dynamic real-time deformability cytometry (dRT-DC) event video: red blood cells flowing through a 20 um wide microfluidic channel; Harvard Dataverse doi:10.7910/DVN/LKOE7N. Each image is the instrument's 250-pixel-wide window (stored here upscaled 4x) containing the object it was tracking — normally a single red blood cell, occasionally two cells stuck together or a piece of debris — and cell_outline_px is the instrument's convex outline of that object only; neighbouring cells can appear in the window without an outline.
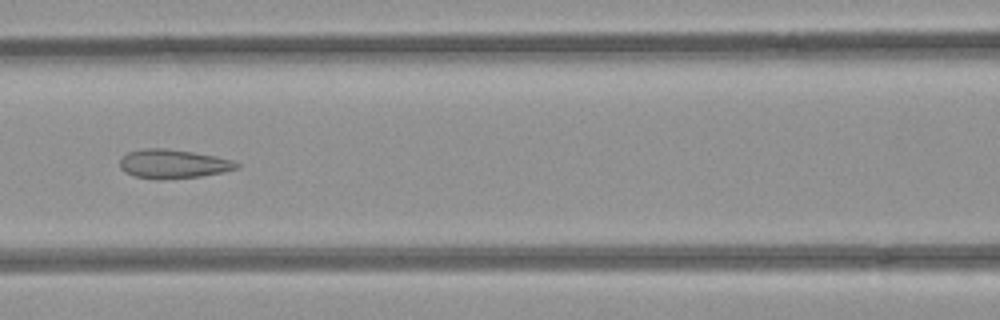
{"species": "common noctule bat (a hibernating species)", "species_latin": "Nyctalus noctula", "temperature_condition": "room temperature", "stored_images_in_passage": 6, "camera_frame_rate_fps": 3000, "um_per_image_px": 0.085, "animal": {"sex": "female", "body_mass_g": 21.9}, "frame": {"image": 1, "passage_image": 6, "time_ms": 1.667, "image_size_px": [1000, 320], "cell_outline_px": [[240, 168], [224, 172], [200, 176], [160, 180], [156, 180], [132, 176], [124, 172], [120, 168], [120, 160], [128, 152], [148, 148], [160, 148], [192, 152], [216, 156], [232, 160], [240, 164]], "centroid_in_image_um": [14.72, 13.95], "position_along_channel_um": 151.9, "area_um2": 19.77}}